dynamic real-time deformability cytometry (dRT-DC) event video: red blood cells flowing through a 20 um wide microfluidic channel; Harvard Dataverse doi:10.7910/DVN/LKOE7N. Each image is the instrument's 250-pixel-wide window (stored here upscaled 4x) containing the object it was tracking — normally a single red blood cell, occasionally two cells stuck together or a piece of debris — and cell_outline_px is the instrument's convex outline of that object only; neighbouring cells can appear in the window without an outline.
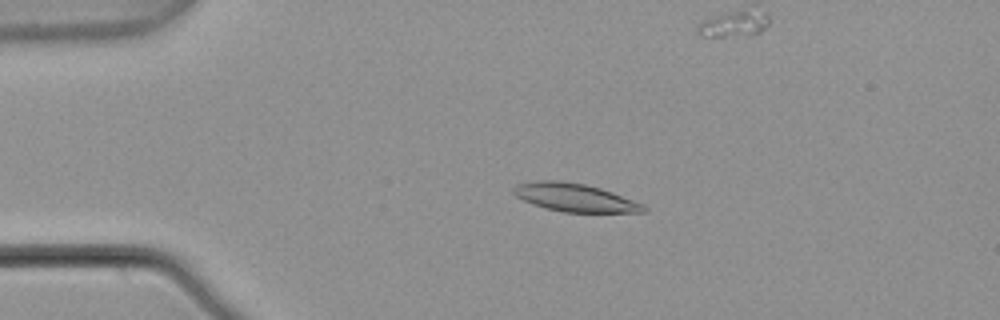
{"species": "common noctule bat (a hibernating species)", "species_latin": "Nyctalus noctula", "temperature_condition": "warm", "stored_images_in_passage": 6, "camera_frame_rate_fps": 3000, "um_per_image_px": 0.085, "animal": {"sex": "male", "body_mass_g": 21.5, "forearm_length_mm": 52.0}, "frame": {"image": 1, "passage_image": 4, "time_ms": 1.0, "image_size_px": [1000, 320], "cell_outline_px": [[648, 208], [644, 212], [564, 212], [548, 208], [524, 200], [516, 196], [512, 192], [512, 188], [516, 184], [540, 180], [556, 180], [584, 184], [600, 188], [612, 192], [644, 204]], "centroid_in_image_um": [48.87, 16.78], "position_along_channel_um": 36.1, "area_um2": 21.04}}